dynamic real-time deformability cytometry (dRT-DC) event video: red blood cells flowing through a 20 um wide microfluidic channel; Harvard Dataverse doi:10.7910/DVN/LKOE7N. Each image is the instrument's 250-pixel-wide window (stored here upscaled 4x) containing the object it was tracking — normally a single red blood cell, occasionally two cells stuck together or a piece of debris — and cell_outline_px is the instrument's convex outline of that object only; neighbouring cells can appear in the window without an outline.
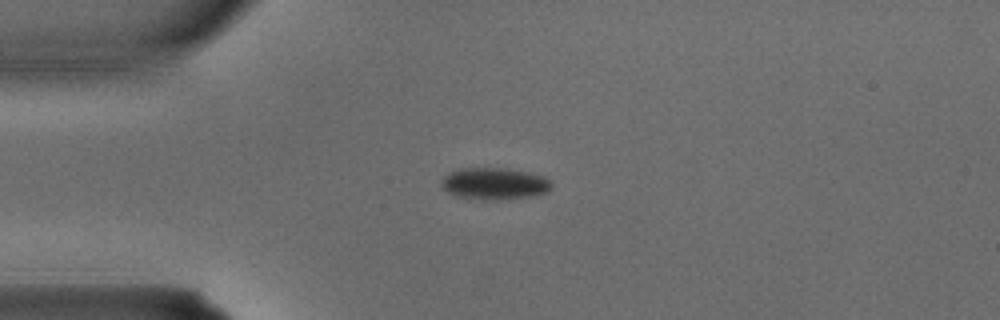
{"species": "common noctule bat (a hibernating species)", "species_latin": "Nyctalus noctula", "temperature_condition": "warm", "stored_images_in_passage": 2, "camera_frame_rate_fps": 3000, "um_per_image_px": 0.085, "animal": {"sex": "male", "body_mass_g": 15.6}, "frame": {"image": 1, "passage_image": 2, "time_ms": 0.333, "image_size_px": [1000, 320], "cell_outline_px": [[552, 188], [548, 192], [532, 196], [500, 200], [484, 200], [456, 196], [448, 192], [440, 184], [440, 180], [448, 172], [460, 168], [508, 168], [528, 172], [544, 176], [552, 184]], "centroid_in_image_um": [42.02, 15.61], "position_along_channel_um": 43.0, "area_um2": 20.69}}